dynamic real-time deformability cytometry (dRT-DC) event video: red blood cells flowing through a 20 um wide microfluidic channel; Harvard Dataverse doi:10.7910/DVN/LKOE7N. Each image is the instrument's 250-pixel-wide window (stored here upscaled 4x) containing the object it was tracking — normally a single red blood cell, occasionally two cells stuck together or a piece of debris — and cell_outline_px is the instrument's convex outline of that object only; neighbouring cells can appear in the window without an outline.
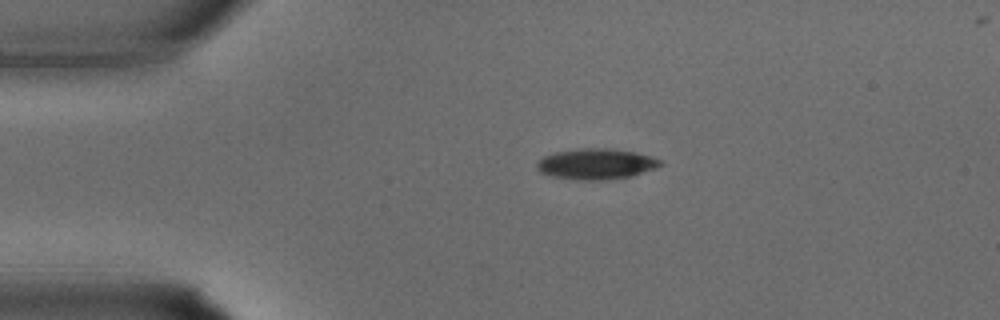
{"species": "common noctule bat (a hibernating species)", "species_latin": "Nyctalus noctula", "temperature_condition": "warm", "stored_images_in_passage": 28, "camera_frame_rate_fps": 3000, "um_per_image_px": 0.085, "animal": {"sex": "male", "body_mass_g": 15.6}, "frame": {"image": 1, "passage_image": 1, "time_ms": 0.0, "image_size_px": [1000, 320], "cell_outline_px": [[664, 164], [656, 168], [632, 176], [604, 180], [576, 180], [552, 176], [540, 172], [536, 168], [536, 164], [544, 156], [552, 152], [576, 148], [608, 148], [636, 152], [652, 156], [664, 160]], "centroid_in_image_um": [50.7, 13.93], "position_along_channel_um": 34.3, "area_um2": 22.48}}
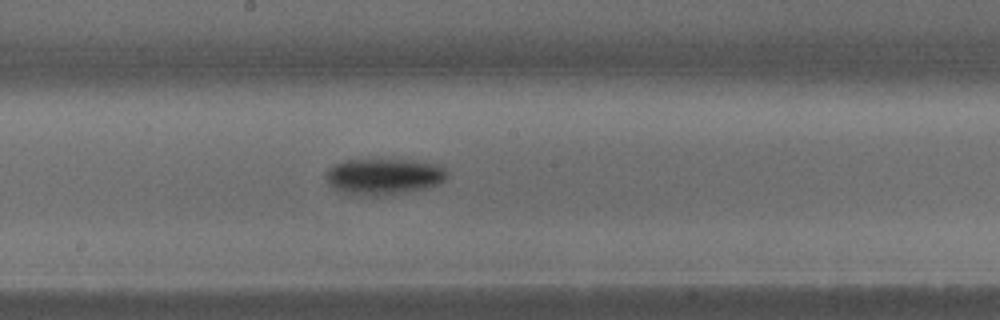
{"frame": {"image": 2, "passage_image": 12, "time_ms": 3.667, "image_size_px": [1000, 320], "cell_outline_px": [[448, 176], [444, 180], [428, 188], [380, 196], [348, 196], [340, 192], [328, 184], [324, 176], [324, 172], [328, 168], [344, 160], [408, 160], [436, 164], [444, 168], [448, 172]], "centroid_in_image_um": [32.55, 15.03], "position_along_channel_um": 215.7, "area_um2": 25.89}}
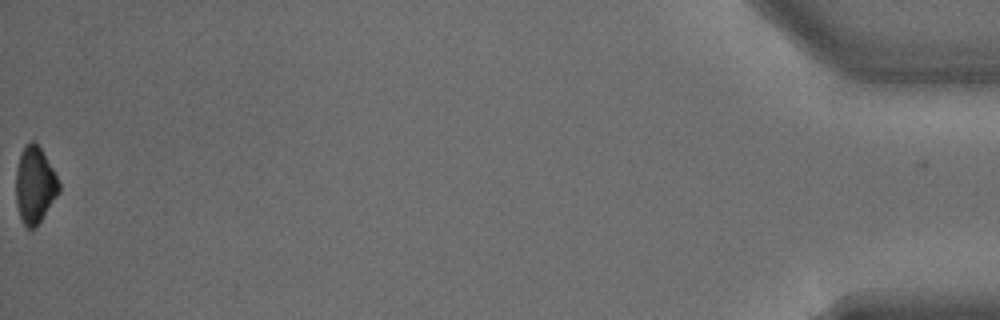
{"frame": {"image": 3, "passage_image": 28, "time_ms": 9.0, "image_size_px": [1000, 320], "cell_outline_px": [[60, 192], [36, 228], [28, 228], [24, 224], [20, 216], [16, 204], [16, 168], [20, 152], [24, 144], [32, 140], [36, 140], [56, 172], [60, 184]], "centroid_in_image_um": [2.97, 15.68], "position_along_channel_um": 432.2, "area_um2": 19.71}}